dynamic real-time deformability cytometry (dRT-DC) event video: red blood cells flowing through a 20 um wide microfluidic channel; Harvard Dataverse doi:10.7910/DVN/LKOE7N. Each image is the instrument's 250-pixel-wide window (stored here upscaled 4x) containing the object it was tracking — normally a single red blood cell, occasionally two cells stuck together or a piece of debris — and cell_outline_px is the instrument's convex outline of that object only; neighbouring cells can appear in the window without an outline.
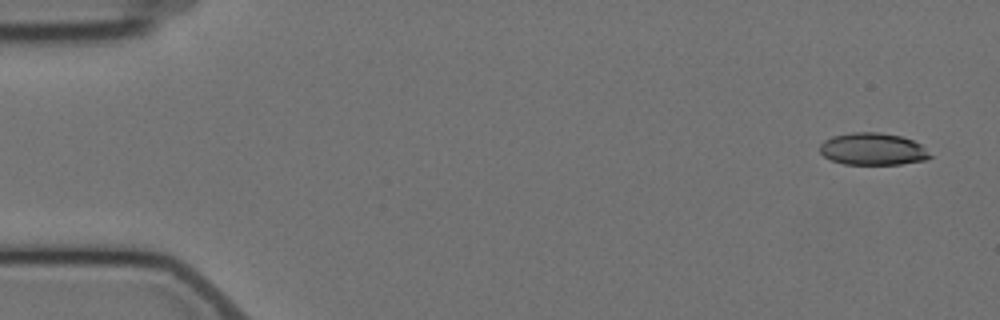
{"species": "Egyptian fruit bat (a non-hibernating species)", "species_latin": "Rousettus aegyptiacus", "temperature_condition": "cold", "stored_images_in_passage": 3, "camera_frame_rate_fps": 3000, "um_per_image_px": 0.085, "animal": {"sex": "female"}, "frame": {"image": 1, "passage_image": 1, "time_ms": 0.0, "image_size_px": [1000, 320], "cell_outline_px": [[932, 156], [924, 160], [900, 164], [844, 164], [832, 160], [824, 156], [820, 152], [820, 144], [824, 140], [832, 136], [852, 132], [880, 132], [900, 136], [912, 140], [920, 144]], "centroid_in_image_um": [74.16, 12.66], "position_along_channel_um": 10.8, "area_um2": 20.52}}